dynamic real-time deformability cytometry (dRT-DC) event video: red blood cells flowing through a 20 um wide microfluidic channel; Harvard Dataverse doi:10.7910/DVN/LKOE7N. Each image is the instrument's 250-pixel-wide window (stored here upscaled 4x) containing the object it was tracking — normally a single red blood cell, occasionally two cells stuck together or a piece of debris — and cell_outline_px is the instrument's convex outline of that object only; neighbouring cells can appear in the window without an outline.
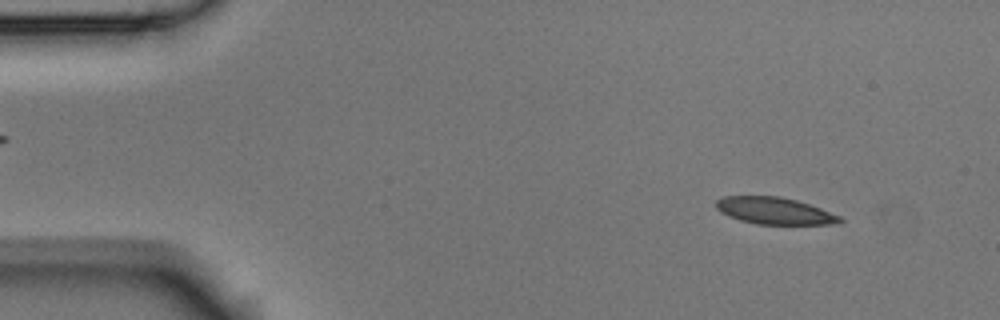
{"species": "Egyptian fruit bat (a non-hibernating species)", "species_latin": "Rousettus aegyptiacus", "temperature_condition": "room temperature", "stored_images_in_passage": 6, "camera_frame_rate_fps": 3000, "um_per_image_px": 0.085, "animal": {"sex": "male"}, "frame": {"image": 1, "passage_image": 2, "time_ms": 0.333, "image_size_px": [1000, 320], "cell_outline_px": [[844, 220], [840, 224], [756, 224], [740, 220], [728, 216], [720, 212], [716, 208], [716, 200], [724, 196], [780, 196], [796, 200], [820, 208], [840, 216]], "centroid_in_image_um": [65.83, 17.92], "position_along_channel_um": 19.2, "area_um2": 19.42}}
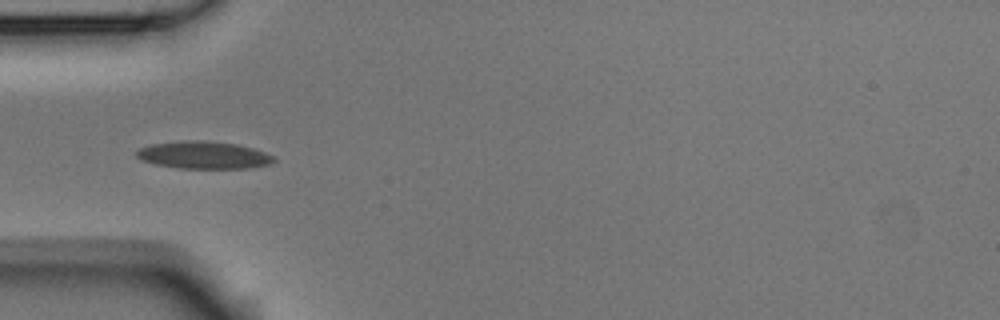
{"frame": {"image": 2, "passage_image": 5, "time_ms": 1.333, "image_size_px": [1000, 320], "cell_outline_px": [[276, 160], [268, 164], [248, 168], [180, 168], [156, 164], [140, 160], [136, 156], [136, 152], [140, 148], [152, 144], [184, 140], [208, 140], [236, 144], [252, 148], [264, 152], [272, 156]], "centroid_in_image_um": [17.28, 13.17], "position_along_channel_um": 67.7, "area_um2": 21.79}}
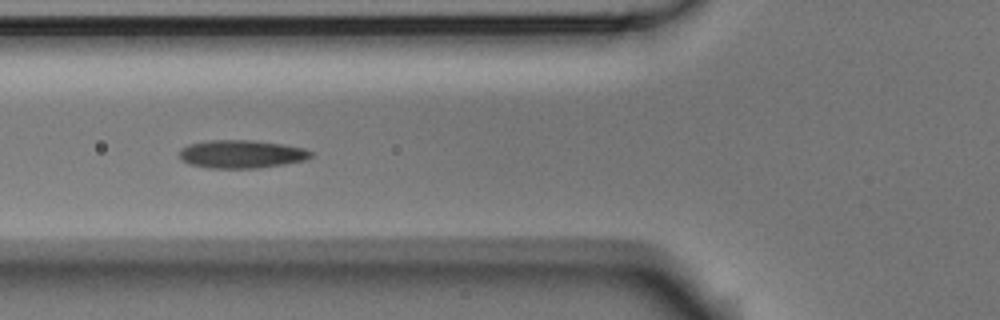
{"frame": {"image": 3, "passage_image": 6, "time_ms": 1.667, "image_size_px": [1000, 320], "cell_outline_px": [[312, 156], [304, 160], [284, 164], [256, 168], [208, 168], [188, 164], [180, 160], [180, 148], [188, 144], [208, 140], [252, 140], [280, 144], [304, 148], [312, 152]], "centroid_in_image_um": [20.47, 13.1], "position_along_channel_um": 105.3, "area_um2": 21.56}}